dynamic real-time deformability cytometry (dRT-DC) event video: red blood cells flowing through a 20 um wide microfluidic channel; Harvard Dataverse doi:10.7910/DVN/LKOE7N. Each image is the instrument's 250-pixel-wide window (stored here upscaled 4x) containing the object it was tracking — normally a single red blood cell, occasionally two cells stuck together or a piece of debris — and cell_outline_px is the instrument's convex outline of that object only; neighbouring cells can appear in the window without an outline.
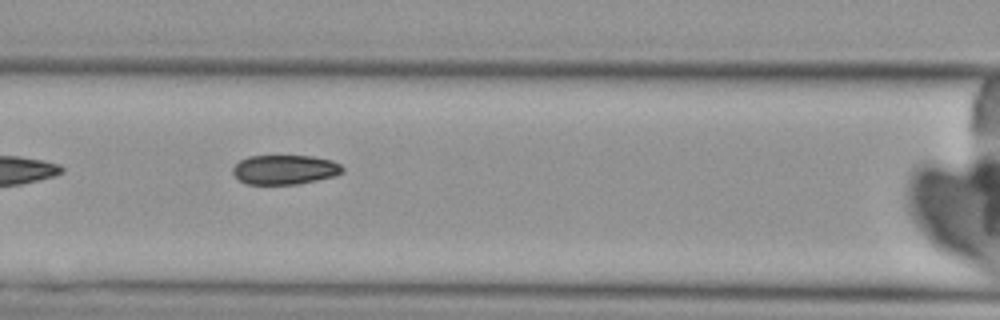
{"species": "Egyptian fruit bat (a non-hibernating species)", "species_latin": "Rousettus aegyptiacus", "temperature_condition": "cold", "stored_images_in_passage": 3, "camera_frame_rate_fps": 3000, "um_per_image_px": 0.085, "animal": {"sex": "female"}, "frame": {"image": 1, "passage_image": 3, "time_ms": 2.333, "image_size_px": [1000, 320], "cell_outline_px": [[344, 172], [336, 176], [300, 184], [244, 184], [232, 172], [232, 168], [240, 160], [248, 156], [312, 156], [332, 160], [340, 164], [344, 168]], "centroid_in_image_um": [24.24, 14.42], "position_along_channel_um": 142.4, "area_um2": 19.02}}